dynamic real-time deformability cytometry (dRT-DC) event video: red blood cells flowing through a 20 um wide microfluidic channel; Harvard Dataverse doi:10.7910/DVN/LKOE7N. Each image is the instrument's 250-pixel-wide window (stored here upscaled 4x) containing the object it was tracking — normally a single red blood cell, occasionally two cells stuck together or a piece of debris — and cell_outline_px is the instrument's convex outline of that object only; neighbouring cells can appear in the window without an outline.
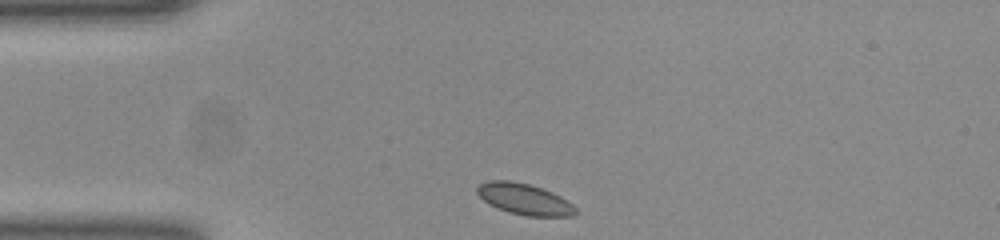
{"species": "common noctule bat (a hibernating species)", "species_latin": "Nyctalus noctula", "temperature_condition": "room temperature", "stored_images_in_passage": 32, "camera_frame_rate_fps": 3000, "um_per_image_px": 0.085, "animal": {"sex": "female", "body_mass_g": 23.0, "forearm_length_mm": 53.4}, "frame": {"image": 1, "passage_image": 1, "time_ms": 0.0, "image_size_px": [1000, 240], "cell_outline_px": [[580, 212], [572, 216], [528, 216], [508, 212], [488, 204], [476, 192], [476, 188], [480, 184], [488, 180], [508, 180], [528, 184], [552, 192], [560, 196], [572, 204]], "centroid_in_image_um": [44.58, 16.93], "position_along_channel_um": 40.4, "area_um2": 17.8}}
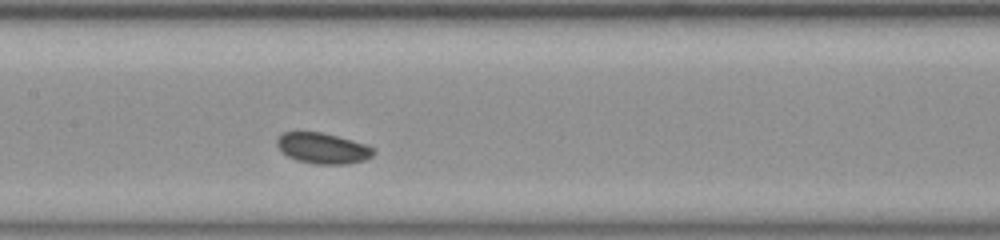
{"frame": {"image": 2, "passage_image": 14, "time_ms": 4.333, "image_size_px": [1000, 240], "cell_outline_px": [[376, 152], [372, 156], [364, 160], [348, 164], [316, 164], [296, 160], [288, 156], [276, 144], [276, 136], [284, 132], [320, 132], [352, 140], [364, 144], [372, 148]], "centroid_in_image_um": [27.42, 12.6], "position_along_channel_um": 180.0, "area_um2": 17.17}}
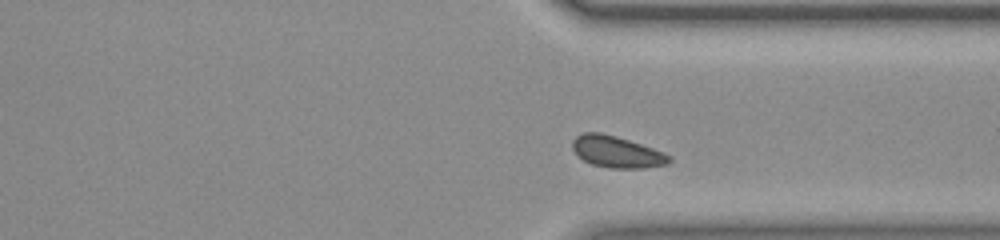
{"frame": {"image": 3, "passage_image": 28, "time_ms": 9.0, "image_size_px": [1000, 240], "cell_outline_px": [[672, 160], [668, 164], [644, 168], [612, 168], [592, 164], [584, 160], [572, 148], [572, 140], [576, 136], [584, 132], [600, 132], [616, 136], [664, 152], [672, 156]], "centroid_in_image_um": [52.45, 12.91], "position_along_channel_um": 359.0, "area_um2": 17.69}}